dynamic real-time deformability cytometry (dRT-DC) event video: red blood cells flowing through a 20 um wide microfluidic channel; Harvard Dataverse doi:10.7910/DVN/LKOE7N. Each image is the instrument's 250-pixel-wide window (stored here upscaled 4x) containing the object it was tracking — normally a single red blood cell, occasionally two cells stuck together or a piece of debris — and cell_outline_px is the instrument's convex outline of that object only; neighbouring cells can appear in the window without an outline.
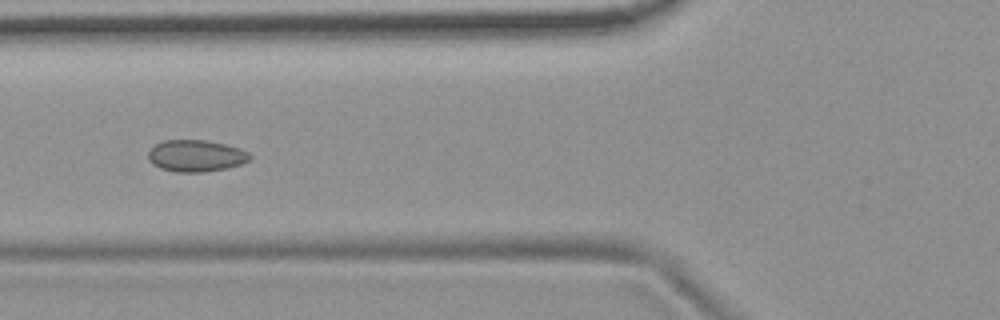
{"species": "common noctule bat (a hibernating species)", "species_latin": "Nyctalus noctula", "temperature_condition": "room temperature", "stored_images_in_passage": 8, "camera_frame_rate_fps": 3000, "um_per_image_px": 0.085, "animal": {"sex": "female", "body_mass_g": 19.9}, "frame": {"image": 1, "passage_image": 6, "time_ms": 5.667, "image_size_px": [1000, 320], "cell_outline_px": [[252, 156], [248, 160], [240, 164], [224, 168], [204, 172], [176, 172], [160, 168], [152, 164], [148, 160], [148, 152], [156, 144], [164, 140], [204, 140], [224, 144], [240, 148], [248, 152]], "centroid_in_image_um": [16.63, 13.24], "position_along_channel_um": 109.2, "area_um2": 18.67}}
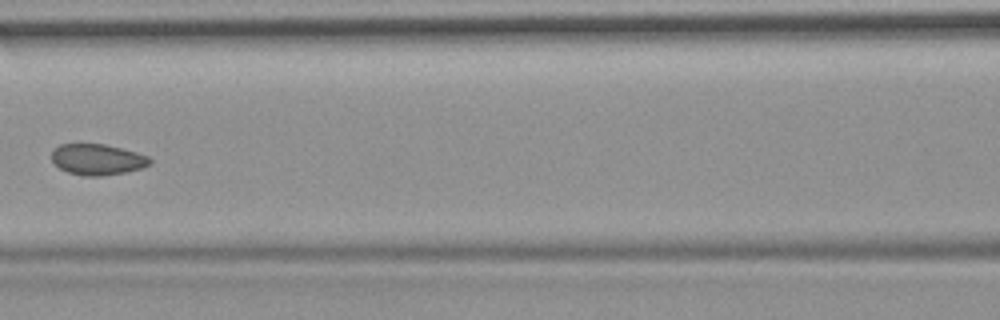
{"frame": {"image": 2, "passage_image": 7, "time_ms": 7.0, "image_size_px": [1000, 320], "cell_outline_px": [[152, 164], [140, 168], [124, 172], [100, 176], [84, 176], [68, 172], [60, 168], [52, 160], [52, 152], [60, 144], [104, 144], [136, 152], [148, 156], [152, 160]], "centroid_in_image_um": [8.29, 13.55], "position_along_channel_um": 158.3, "area_um2": 17.51}}
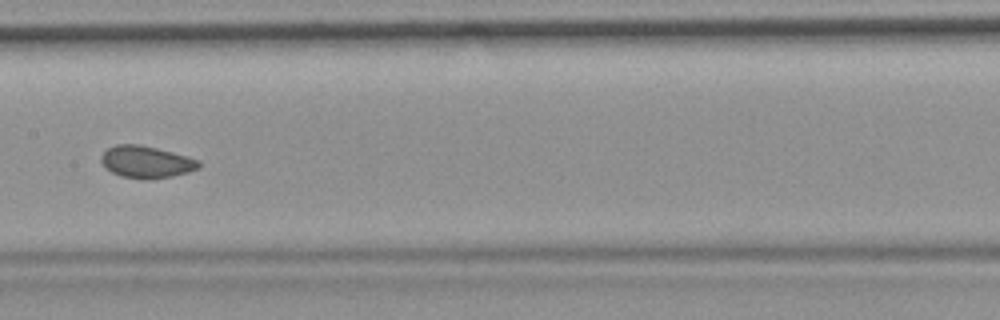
{"frame": {"image": 3, "passage_image": 8, "time_ms": 8.0, "image_size_px": [1000, 320], "cell_outline_px": [[200, 168], [188, 172], [172, 176], [148, 180], [140, 180], [120, 176], [104, 168], [100, 160], [100, 156], [108, 148], [116, 144], [140, 144], [188, 156], [200, 160]], "centroid_in_image_um": [12.42, 13.78], "position_along_channel_um": 195.0, "area_um2": 18.55}}